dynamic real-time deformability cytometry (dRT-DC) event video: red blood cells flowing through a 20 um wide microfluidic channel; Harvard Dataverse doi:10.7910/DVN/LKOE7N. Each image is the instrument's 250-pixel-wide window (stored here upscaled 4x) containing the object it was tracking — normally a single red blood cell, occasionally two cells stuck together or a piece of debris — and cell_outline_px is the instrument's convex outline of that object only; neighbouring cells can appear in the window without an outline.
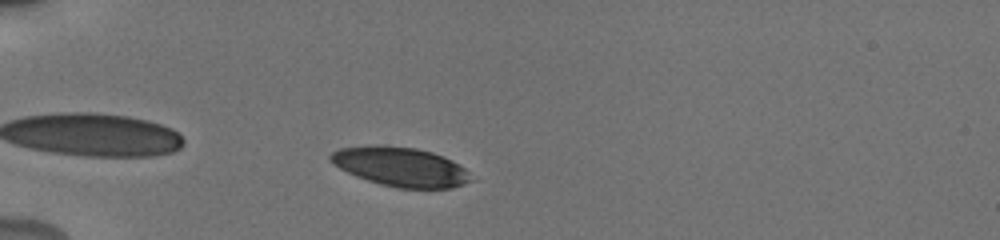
{"species": "human", "species_latin": "Homo sapiens", "temperature_condition": "cold", "stored_images_in_passage": 42, "camera_frame_rate_fps": 3000, "um_per_image_px": 0.085, "donor": {"sex": "male"}, "frame": {"image": 1, "passage_image": 4, "time_ms": 1.0, "image_size_px": [1000, 240], "cell_outline_px": [[476, 180], [452, 188], [400, 188], [380, 184], [356, 176], [340, 168], [328, 160], [328, 156], [332, 152], [340, 148], [372, 144], [384, 144], [416, 148], [432, 152], [444, 156], [452, 160], [464, 168]], "centroid_in_image_um": [34.06, 14.16], "position_along_channel_um": 50.9, "area_um2": 32.48}}
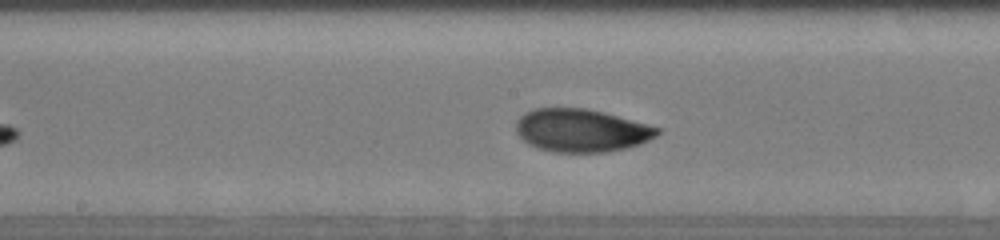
{"frame": {"image": 2, "passage_image": 18, "time_ms": 5.667, "image_size_px": [1000, 240], "cell_outline_px": [[660, 132], [656, 136], [640, 144], [608, 152], [556, 152], [536, 148], [528, 144], [516, 132], [516, 120], [524, 112], [532, 108], [584, 108], [604, 112], [648, 124], [660, 128]], "centroid_in_image_um": [49.39, 11.08], "position_along_channel_um": 198.8, "area_um2": 35.49}}
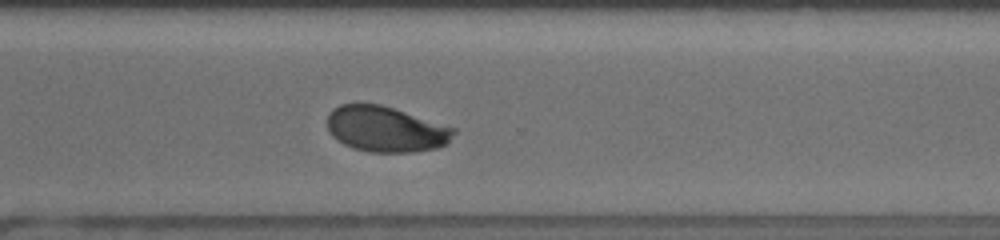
{"frame": {"image": 3, "passage_image": 29, "time_ms": 9.333, "image_size_px": [1000, 240], "cell_outline_px": [[456, 132], [448, 144], [436, 148], [412, 152], [368, 152], [352, 148], [344, 144], [332, 136], [328, 128], [328, 116], [332, 108], [340, 104], [356, 100], [380, 104], [456, 128]], "centroid_in_image_um": [32.76, 10.95], "position_along_channel_um": 337.8, "area_um2": 34.16}, "authors_computed_cell_mechanics": {"area_um2": 34.2176, "velocity_mm_per_s": 3.7979, "shape_relaxation_time_tau1_ms": 3.2939, "shape_relaxation_time_tau2_ms": 1.1525, "deformation_change_tau1": 0.1317, "deformation_change_tau2": 0.049}}